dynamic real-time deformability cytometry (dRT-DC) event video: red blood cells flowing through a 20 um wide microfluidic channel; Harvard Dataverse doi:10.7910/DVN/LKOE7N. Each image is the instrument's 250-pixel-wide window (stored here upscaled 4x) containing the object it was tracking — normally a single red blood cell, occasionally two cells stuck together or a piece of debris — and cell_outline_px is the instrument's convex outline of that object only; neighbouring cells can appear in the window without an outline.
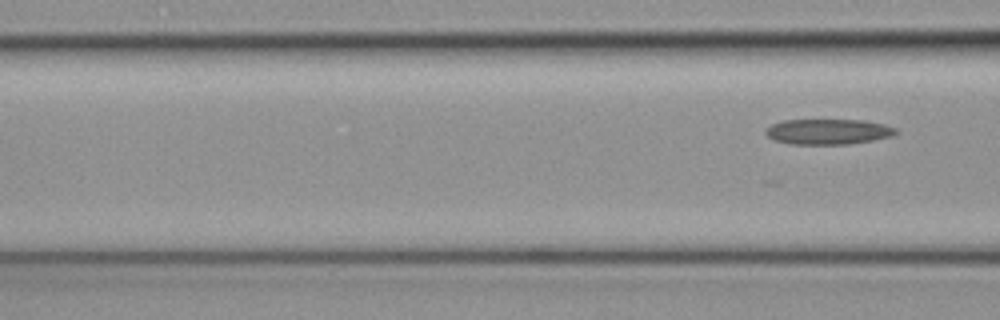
{"species": "common noctule bat (a hibernating species)", "species_latin": "Nyctalus noctula", "temperature_condition": "cold", "stored_images_in_passage": 4, "camera_frame_rate_fps": 3000, "um_per_image_px": 0.085, "animal": {"sex": "female", "body_mass_g": 19.3, "forearm_length_mm": 54.1}, "frame": {"image": 1, "passage_image": 4, "time_ms": 1.0, "image_size_px": [1000, 320], "cell_outline_px": [[900, 132], [892, 136], [872, 140], [848, 144], [792, 144], [776, 140], [768, 136], [764, 132], [772, 124], [784, 120], [864, 120], [884, 124], [896, 128]], "centroid_in_image_um": [70.44, 11.19], "position_along_channel_um": 96.2, "area_um2": 19.19}}